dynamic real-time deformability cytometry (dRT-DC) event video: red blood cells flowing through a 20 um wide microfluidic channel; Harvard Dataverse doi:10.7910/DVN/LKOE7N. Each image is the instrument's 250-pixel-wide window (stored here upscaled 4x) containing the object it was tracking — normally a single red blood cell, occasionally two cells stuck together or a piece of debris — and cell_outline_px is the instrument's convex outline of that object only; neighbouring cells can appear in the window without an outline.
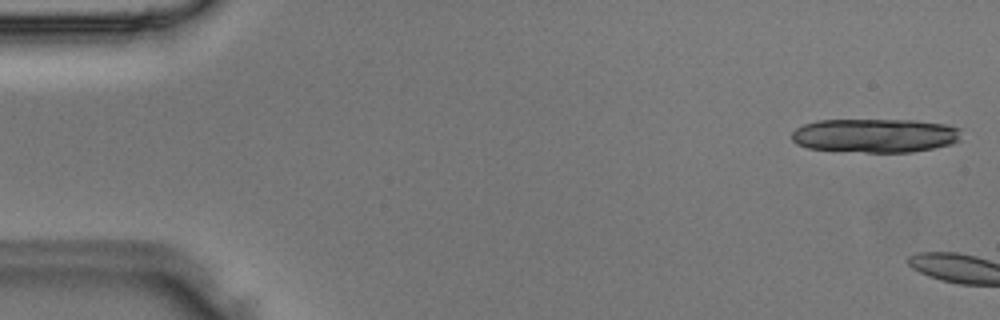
{"species": "Egyptian fruit bat (a non-hibernating species)", "species_latin": "Rousettus aegyptiacus", "temperature_condition": "room temperature", "stored_images_in_passage": 9, "camera_frame_rate_fps": 3000, "um_per_image_px": 0.085, "animal": {"sex": "male"}, "frame": {"image": 1, "passage_image": 1, "time_ms": 0.0, "image_size_px": [1000, 320], "cell_outline_px": [[960, 140], [952, 144], [912, 152], [864, 152], [808, 148], [796, 144], [792, 140], [792, 132], [796, 128], [804, 124], [816, 120], [916, 120], [944, 124], [960, 128]], "centroid_in_image_um": [74.38, 11.51], "position_along_channel_um": 10.6, "area_um2": 33.58}}